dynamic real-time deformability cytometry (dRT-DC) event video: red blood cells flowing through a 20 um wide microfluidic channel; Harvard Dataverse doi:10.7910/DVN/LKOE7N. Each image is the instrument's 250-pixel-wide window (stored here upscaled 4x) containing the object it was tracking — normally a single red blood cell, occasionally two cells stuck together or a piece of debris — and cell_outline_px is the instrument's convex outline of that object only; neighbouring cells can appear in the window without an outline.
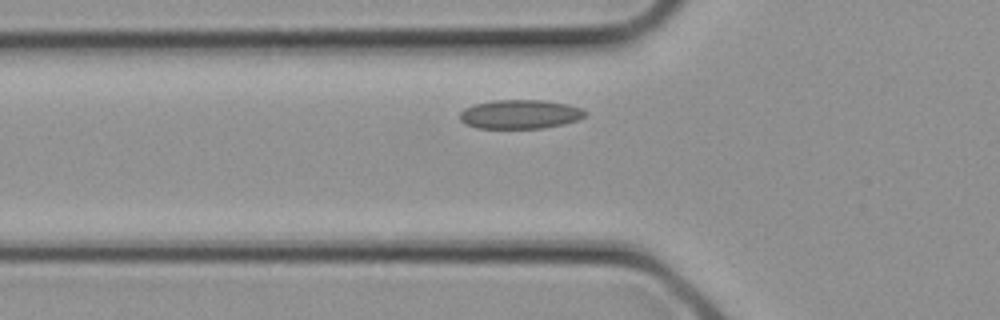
{"species": "common noctule bat (a hibernating species)", "species_latin": "Nyctalus noctula", "temperature_condition": "cold", "stored_images_in_passage": 8, "camera_frame_rate_fps": 3000, "um_per_image_px": 0.085, "animal": {"sex": "female", "body_mass_g": 21.9}, "frame": {"image": 1, "passage_image": 2, "time_ms": 0.333, "image_size_px": [1000, 320], "cell_outline_px": [[588, 112], [584, 116], [576, 120], [544, 128], [476, 128], [464, 124], [460, 120], [460, 112], [464, 108], [472, 104], [496, 100], [544, 100], [568, 104], [580, 108]], "centroid_in_image_um": [44.15, 9.7], "position_along_channel_um": 81.6, "area_um2": 21.21}}
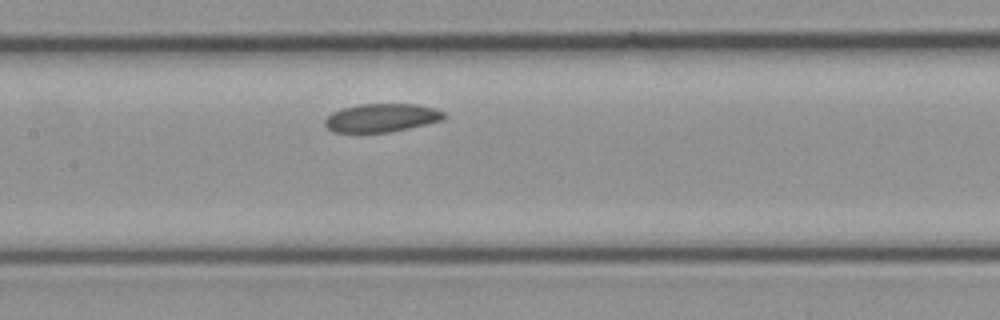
{"frame": {"image": 2, "passage_image": 6, "time_ms": 1.667, "image_size_px": [1000, 320], "cell_outline_px": [[448, 116], [444, 120], [408, 128], [388, 132], [332, 132], [324, 124], [324, 120], [332, 112], [344, 108], [360, 104], [416, 104], [436, 108], [444, 112]], "centroid_in_image_um": [32.47, 10.01], "position_along_channel_um": 174.9, "area_um2": 19.71}}
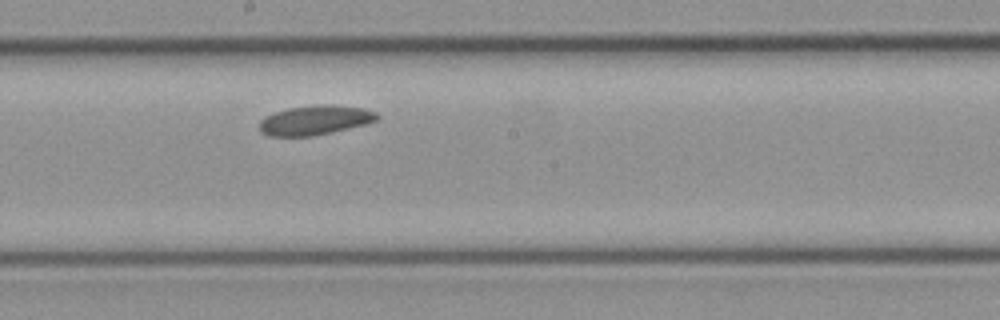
{"frame": {"image": 3, "passage_image": 8, "time_ms": 2.333, "image_size_px": [1000, 320], "cell_outline_px": [[380, 116], [376, 120], [368, 124], [332, 132], [312, 136], [268, 136], [260, 132], [260, 120], [264, 116], [272, 112], [288, 108], [320, 104], [332, 104], [364, 108], [376, 112]], "centroid_in_image_um": [26.77, 10.21], "position_along_channel_um": 221.4, "area_um2": 20.52}}